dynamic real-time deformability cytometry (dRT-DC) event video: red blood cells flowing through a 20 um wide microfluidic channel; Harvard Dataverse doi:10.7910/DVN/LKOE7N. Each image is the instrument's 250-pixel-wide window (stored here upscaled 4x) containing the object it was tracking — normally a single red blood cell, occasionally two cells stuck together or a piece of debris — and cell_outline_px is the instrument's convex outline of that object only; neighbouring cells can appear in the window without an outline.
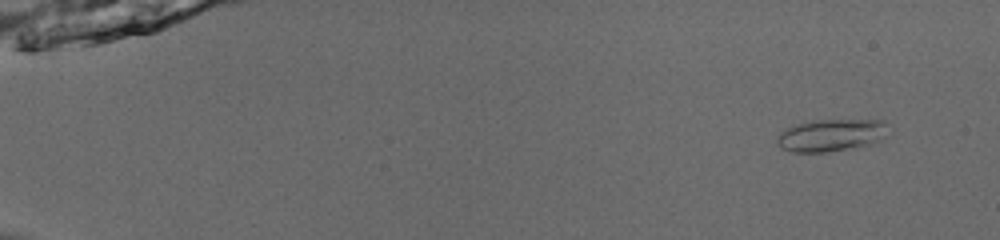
{"species": "common noctule bat (a hibernating species)", "species_latin": "Nyctalus noctula", "temperature_condition": "room temperature", "stored_images_in_passage": 51, "camera_frame_rate_fps": 3000, "um_per_image_px": 0.085, "animal": {"sex": "male", "body_mass_g": 13.0, "forearm_length_mm": 53.1}, "frame": {"image": 1, "passage_image": 2, "time_ms": 0.333, "image_size_px": [1000, 240], "cell_outline_px": [[884, 136], [880, 140], [856, 148], [828, 152], [792, 152], [780, 148], [776, 144], [776, 140], [780, 132], [796, 124], [812, 120], [884, 120]], "centroid_in_image_um": [70.57, 11.51], "position_along_channel_um": 14.4, "area_um2": 20.81}}
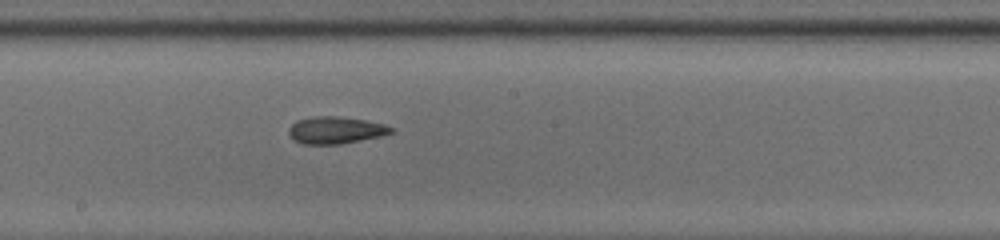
{"frame": {"image": 2, "passage_image": 29, "time_ms": 9.333, "image_size_px": [1000, 240], "cell_outline_px": [[396, 132], [380, 136], [340, 144], [304, 144], [296, 140], [288, 132], [288, 128], [296, 120], [312, 116], [340, 116], [364, 120], [384, 124], [396, 128]], "centroid_in_image_um": [28.56, 11.05], "position_along_channel_um": 219.6, "area_um2": 16.18}}
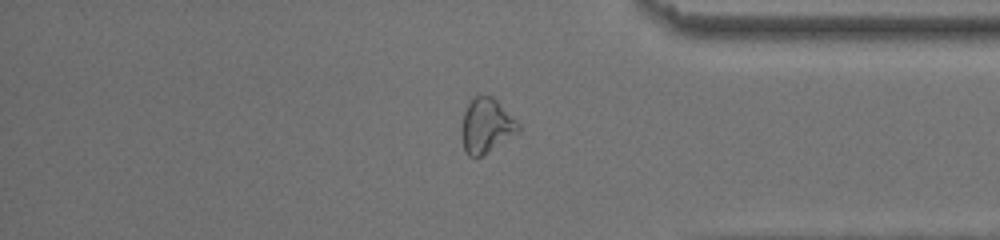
{"frame": {"image": 3, "passage_image": 43, "time_ms": 14.0, "image_size_px": [1000, 240], "cell_outline_px": [[520, 128], [516, 132], [480, 156], [468, 156], [464, 152], [460, 132], [460, 124], [464, 112], [468, 104], [476, 96], [492, 96], [520, 124]], "centroid_in_image_um": [41.27, 10.68], "position_along_channel_um": 393.9, "area_um2": 17.63}, "authors_computed_cell_mechanics": {"area_um2": 17.629, "velocity_mm_per_s": 3.9205, "shape_relaxation_time_tau1_ms": 5.3598, "shape_relaxation_time_tau2_ms": 1.4802, "deformation_change_tau1": 0.1303, "deformation_change_tau2": 0.0874}}